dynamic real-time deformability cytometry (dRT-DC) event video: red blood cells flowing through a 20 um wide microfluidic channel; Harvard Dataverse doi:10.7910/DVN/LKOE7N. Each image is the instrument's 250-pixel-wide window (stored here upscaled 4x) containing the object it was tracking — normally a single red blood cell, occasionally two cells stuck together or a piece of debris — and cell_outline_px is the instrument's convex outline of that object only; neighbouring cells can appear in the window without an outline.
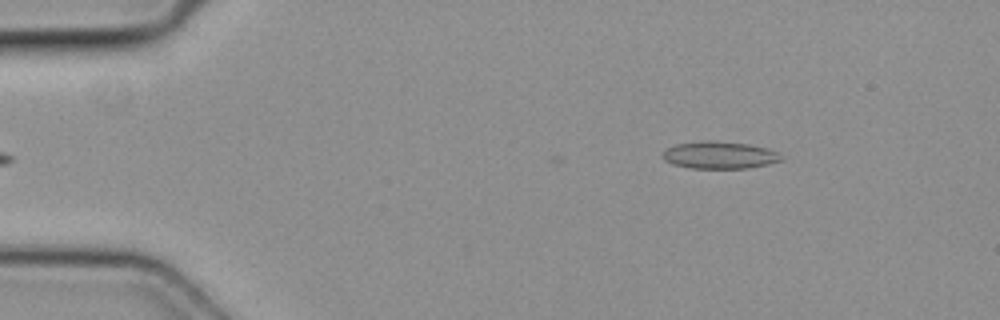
{"species": "common noctule bat (a hibernating species)", "species_latin": "Nyctalus noctula", "temperature_condition": "cold", "stored_images_in_passage": 4, "camera_frame_rate_fps": 3000, "um_per_image_px": 0.085, "animal": {"sex": "female", "body_mass_g": 19.3, "forearm_length_mm": 54.1}, "frame": {"image": 1, "passage_image": 4, "time_ms": 1.0, "image_size_px": [1000, 320], "cell_outline_px": [[780, 160], [768, 164], [748, 168], [692, 168], [672, 164], [664, 160], [664, 152], [668, 148], [676, 144], [700, 140], [716, 140], [748, 144], [768, 148], [780, 152]], "centroid_in_image_um": [61.17, 13.17], "position_along_channel_um": 23.8, "area_um2": 18.84}}